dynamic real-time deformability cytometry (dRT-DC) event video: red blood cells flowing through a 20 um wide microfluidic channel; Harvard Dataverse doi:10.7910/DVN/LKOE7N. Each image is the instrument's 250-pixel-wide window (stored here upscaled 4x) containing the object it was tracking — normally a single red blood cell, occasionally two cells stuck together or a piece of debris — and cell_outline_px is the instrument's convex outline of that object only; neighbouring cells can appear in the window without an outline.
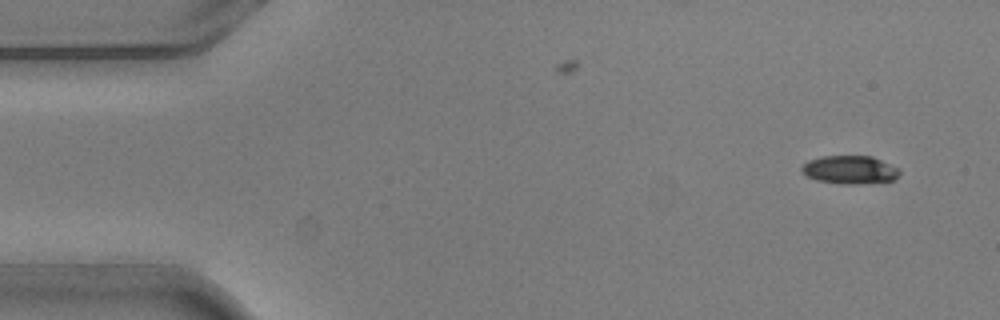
{"species": "common noctule bat (a hibernating species)", "species_latin": "Nyctalus noctula", "temperature_condition": "warm", "stored_images_in_passage": 6, "camera_frame_rate_fps": 3000, "um_per_image_px": 0.085, "animal": {"sex": "male", "body_mass_g": 20.5, "forearm_length_mm": 52.5}, "frame": {"image": 1, "passage_image": 1, "time_ms": 0.0, "image_size_px": [1000, 320], "cell_outline_px": [[900, 172], [892, 180], [856, 184], [848, 184], [816, 180], [804, 176], [800, 172], [800, 168], [808, 160], [820, 156], [872, 156], [900, 168]], "centroid_in_image_um": [72.18, 14.42], "position_along_channel_um": 12.8, "area_um2": 16.13}}
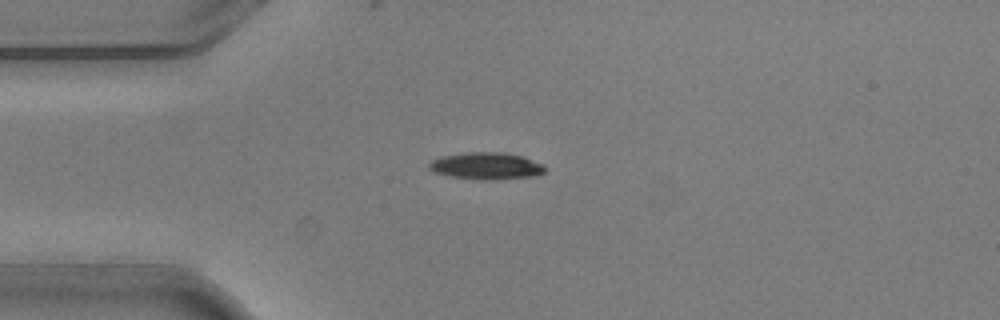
{"frame": {"image": 2, "passage_image": 4, "time_ms": 1.0, "image_size_px": [1000, 320], "cell_outline_px": [[544, 172], [536, 176], [496, 180], [480, 180], [448, 176], [432, 172], [428, 168], [428, 164], [432, 160], [440, 156], [464, 152], [504, 152], [524, 156], [544, 164]], "centroid_in_image_um": [41.32, 14.1], "position_along_channel_um": 43.7, "area_um2": 18.67}}
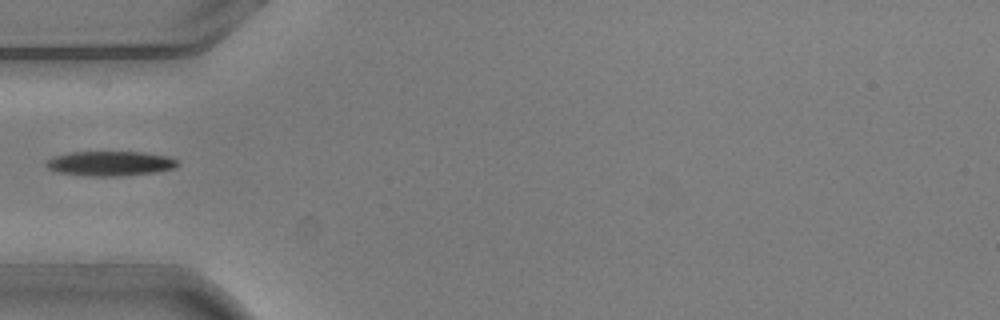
{"frame": {"image": 3, "passage_image": 5, "time_ms": 1.333, "image_size_px": [1000, 320], "cell_outline_px": [[180, 164], [176, 168], [156, 172], [120, 176], [88, 176], [56, 172], [48, 168], [44, 164], [52, 156], [68, 152], [144, 152], [168, 156], [180, 160]], "centroid_in_image_um": [9.39, 13.89], "position_along_channel_um": 75.6, "area_um2": 19.25}}